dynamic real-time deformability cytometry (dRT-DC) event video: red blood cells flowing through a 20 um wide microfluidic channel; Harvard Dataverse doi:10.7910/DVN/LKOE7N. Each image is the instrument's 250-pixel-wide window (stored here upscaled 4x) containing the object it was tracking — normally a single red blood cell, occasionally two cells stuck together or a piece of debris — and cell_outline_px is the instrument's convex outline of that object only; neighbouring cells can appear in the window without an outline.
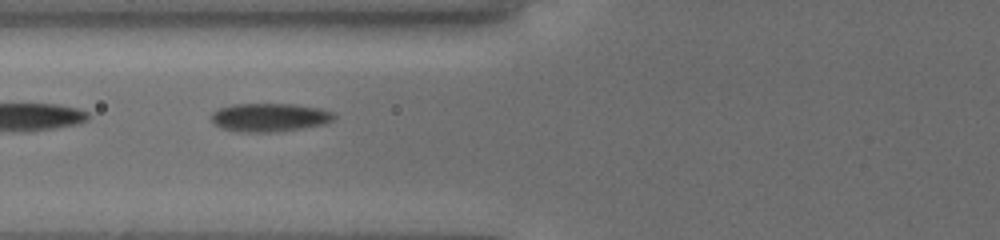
{"species": "common noctule bat (a hibernating species)", "species_latin": "Nyctalus noctula", "temperature_condition": "cold", "stored_images_in_passage": 4, "camera_frame_rate_fps": 3000, "um_per_image_px": 0.085, "animal": {"sex": "female", "body_mass_g": 19.5, "forearm_length_mm": 54.1}, "frame": {"image": 1, "passage_image": 2, "time_ms": 1.333, "image_size_px": [1000, 240], "cell_outline_px": [[336, 116], [332, 120], [324, 124], [276, 132], [240, 132], [220, 128], [212, 124], [212, 112], [220, 108], [232, 104], [296, 104], [320, 108], [332, 112]], "centroid_in_image_um": [22.88, 9.98], "position_along_channel_um": 102.9, "area_um2": 20.4}}
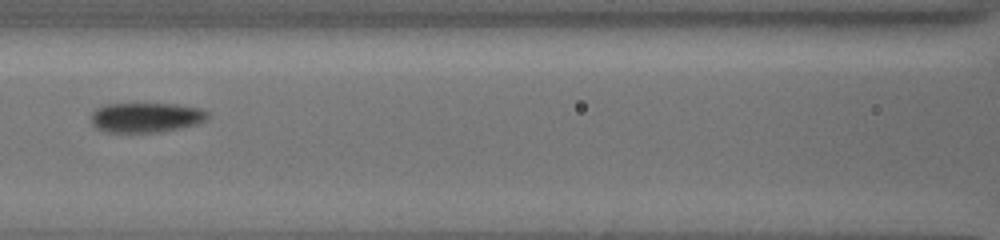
{"frame": {"image": 2, "passage_image": 3, "time_ms": 2.667, "image_size_px": [1000, 240], "cell_outline_px": [[208, 120], [196, 124], [180, 128], [160, 132], [104, 132], [96, 128], [92, 124], [92, 112], [96, 108], [104, 104], [176, 104], [200, 108], [208, 112]], "centroid_in_image_um": [12.41, 9.98], "position_along_channel_um": 154.2, "area_um2": 20.35}}
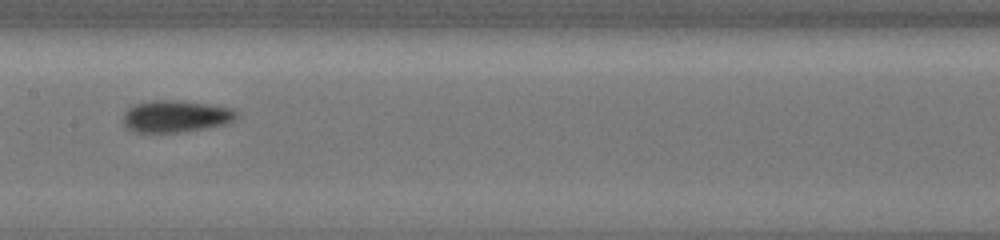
{"frame": {"image": 3, "passage_image": 4, "time_ms": 3.667, "image_size_px": [1000, 240], "cell_outline_px": [[236, 116], [232, 120], [224, 124], [204, 128], [180, 132], [132, 132], [124, 124], [124, 112], [128, 108], [136, 104], [156, 100], [172, 100], [204, 104], [232, 108], [236, 112]], "centroid_in_image_um": [14.89, 9.89], "position_along_channel_um": 192.5, "area_um2": 20.58}}